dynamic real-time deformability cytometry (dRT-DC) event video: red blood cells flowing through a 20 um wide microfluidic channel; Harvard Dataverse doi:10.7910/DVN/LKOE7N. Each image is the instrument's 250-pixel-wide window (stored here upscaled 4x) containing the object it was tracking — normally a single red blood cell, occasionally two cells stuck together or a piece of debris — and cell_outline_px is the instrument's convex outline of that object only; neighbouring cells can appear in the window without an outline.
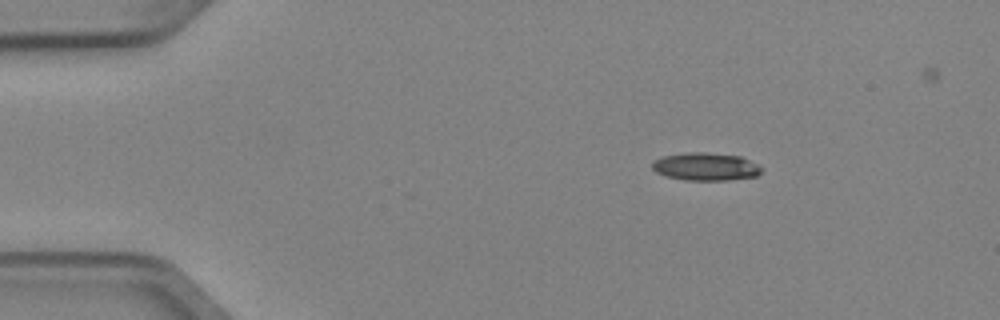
{"species": "Egyptian fruit bat (a non-hibernating species)", "species_latin": "Rousettus aegyptiacus", "temperature_condition": "cold", "stored_images_in_passage": 3, "camera_frame_rate_fps": 3000, "um_per_image_px": 0.085, "animal": {"sex": "female"}, "frame": {"image": 1, "passage_image": 1, "time_ms": 0.0, "image_size_px": [1000, 320], "cell_outline_px": [[764, 168], [756, 176], [728, 180], [684, 180], [668, 176], [656, 172], [652, 168], [652, 160], [664, 156], [688, 152], [704, 152], [740, 156]], "centroid_in_image_um": [59.97, 14.16], "position_along_channel_um": 25.0, "area_um2": 17.63}}